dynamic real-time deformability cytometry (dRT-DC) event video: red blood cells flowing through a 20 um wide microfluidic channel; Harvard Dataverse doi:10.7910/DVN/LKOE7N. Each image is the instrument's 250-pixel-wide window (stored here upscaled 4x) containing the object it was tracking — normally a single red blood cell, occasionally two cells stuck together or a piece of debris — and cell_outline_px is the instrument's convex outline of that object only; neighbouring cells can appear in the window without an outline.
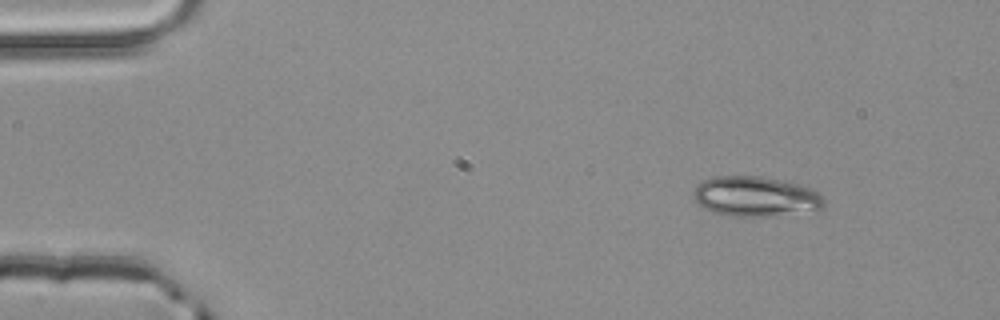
{"species": "common noctule bat (a hibernating species)", "species_latin": "Nyctalus noctula", "temperature_condition": "room temperature", "stored_images_in_passage": 3, "camera_frame_rate_fps": 3000, "um_per_image_px": 0.085, "animal": {"sex": "male", "body_mass_g": 20.4}, "frame": {"image": 1, "passage_image": 1, "time_ms": 0.0, "image_size_px": [1000, 320], "cell_outline_px": [[824, 204], [816, 212], [764, 216], [728, 216], [712, 212], [700, 208], [692, 192], [700, 180], [716, 176], [760, 176], [800, 184], [812, 188], [824, 200]], "centroid_in_image_um": [64.19, 16.71], "position_along_channel_um": 20.8, "area_um2": 30.87}}